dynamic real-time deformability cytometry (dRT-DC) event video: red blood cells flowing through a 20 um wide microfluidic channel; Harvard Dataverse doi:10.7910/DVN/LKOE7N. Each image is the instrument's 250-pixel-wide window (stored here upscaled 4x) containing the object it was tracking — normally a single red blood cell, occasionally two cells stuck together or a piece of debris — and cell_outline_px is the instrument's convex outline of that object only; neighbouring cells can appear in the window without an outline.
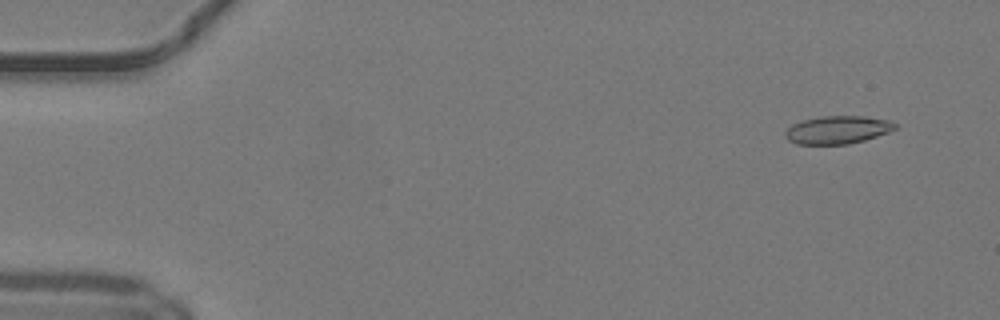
{"species": "common noctule bat (a hibernating species)", "species_latin": "Nyctalus noctula", "temperature_condition": "warm", "stored_images_in_passage": 49, "camera_frame_rate_fps": 3000, "um_per_image_px": 0.085, "animal": {"sex": "male", "body_mass_g": 19.2, "forearm_length_mm": 51.8}, "frame": {"image": 1, "passage_image": 3, "time_ms": 0.667, "image_size_px": [1000, 320], "cell_outline_px": [[896, 128], [888, 132], [864, 140], [848, 144], [796, 144], [788, 140], [784, 136], [784, 132], [792, 124], [804, 120], [820, 116], [864, 116], [888, 120], [896, 124]], "centroid_in_image_um": [71.16, 11.03], "position_along_channel_um": 13.8, "area_um2": 17.8}}
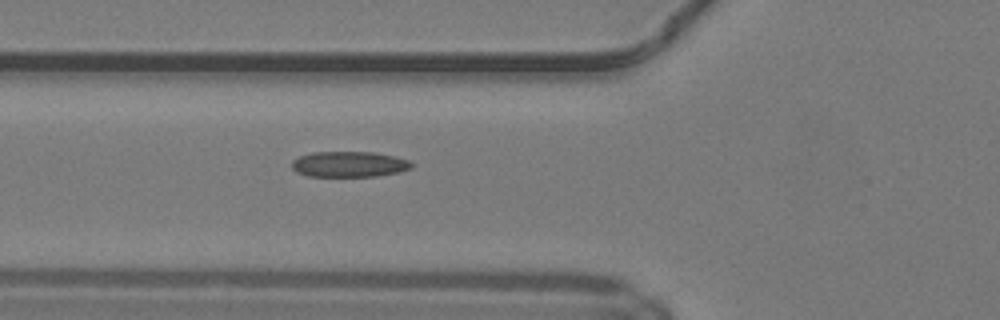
{"frame": {"image": 2, "passage_image": 18, "time_ms": 5.667, "image_size_px": [1000, 320], "cell_outline_px": [[412, 168], [400, 172], [376, 176], [308, 176], [296, 172], [292, 168], [292, 160], [300, 156], [312, 152], [372, 152], [396, 156], [408, 160], [412, 164]], "centroid_in_image_um": [29.68, 13.96], "position_along_channel_um": 96.1, "area_um2": 17.92}}
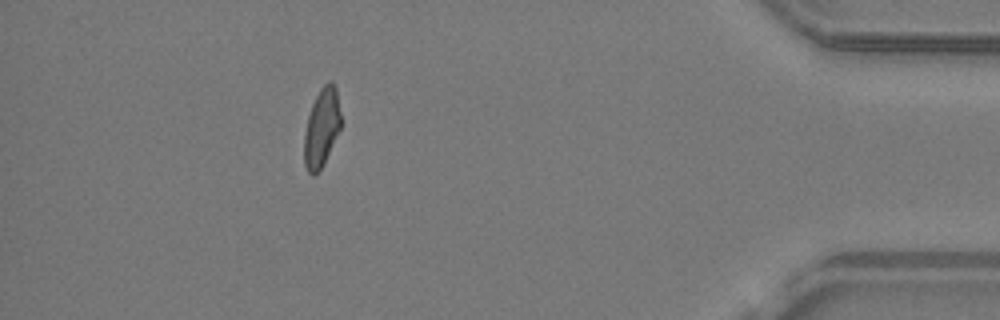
{"frame": {"image": 3, "passage_image": 44, "time_ms": 14.333, "image_size_px": [1000, 320], "cell_outline_px": [[340, 128], [320, 168], [312, 176], [308, 172], [304, 164], [304, 136], [308, 116], [312, 104], [320, 88], [328, 80], [332, 80], [336, 88], [340, 112]], "centroid_in_image_um": [27.32, 10.79], "position_along_channel_um": 407.9, "area_um2": 16.36}, "authors_computed_cell_mechanics": {"area_um2": 17.8602, "velocity_mm_per_s": 4.1934, "shape_relaxation_time_tau1_ms": null, "shape_relaxation_time_tau2_ms": 3.382, "deformation_change_tau1": null, "deformation_change_tau2": 0.1103}}